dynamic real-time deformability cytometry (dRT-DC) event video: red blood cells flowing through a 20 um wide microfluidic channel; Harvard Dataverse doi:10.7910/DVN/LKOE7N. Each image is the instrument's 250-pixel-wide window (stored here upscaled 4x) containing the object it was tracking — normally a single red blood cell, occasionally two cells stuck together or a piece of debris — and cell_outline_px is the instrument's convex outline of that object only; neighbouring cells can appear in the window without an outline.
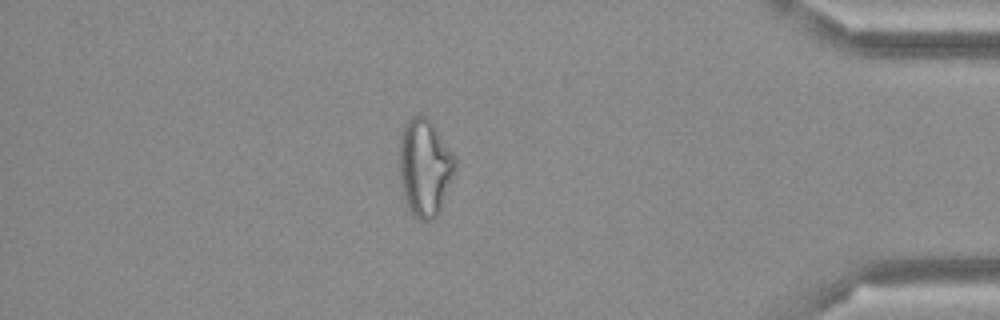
{"species": "Egyptian fruit bat (a non-hibernating species)", "species_latin": "Rousettus aegyptiacus", "temperature_condition": "cold", "stored_images_in_passage": 50, "camera_frame_rate_fps": 3000, "um_per_image_px": 0.085, "frame": {"image": 1, "passage_image": 43, "time_ms": 14.0, "image_size_px": [1000, 320], "cell_outline_px": [[456, 168], [440, 212], [432, 220], [420, 220], [408, 208], [404, 200], [400, 184], [400, 132], [408, 120], [412, 116], [428, 116], [432, 120], [456, 156]], "centroid_in_image_um": [36.12, 14.21], "position_along_channel_um": 399.1, "area_um2": 32.08}}
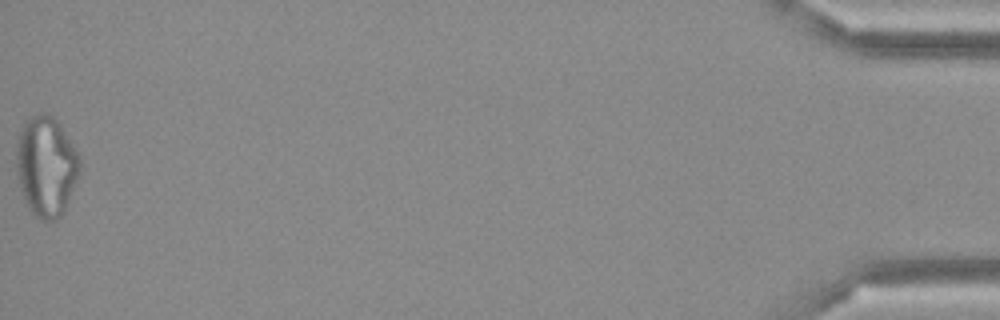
{"frame": {"image": 2, "passage_image": 50, "time_ms": 16.333, "image_size_px": [1000, 320], "cell_outline_px": [[80, 172], [64, 212], [56, 220], [40, 220], [28, 208], [24, 200], [20, 188], [16, 168], [16, 144], [20, 132], [24, 124], [32, 116], [44, 112], [52, 116], [60, 124], [80, 156]], "centroid_in_image_um": [3.93, 14.15], "position_along_channel_um": 431.3, "area_um2": 37.05}}